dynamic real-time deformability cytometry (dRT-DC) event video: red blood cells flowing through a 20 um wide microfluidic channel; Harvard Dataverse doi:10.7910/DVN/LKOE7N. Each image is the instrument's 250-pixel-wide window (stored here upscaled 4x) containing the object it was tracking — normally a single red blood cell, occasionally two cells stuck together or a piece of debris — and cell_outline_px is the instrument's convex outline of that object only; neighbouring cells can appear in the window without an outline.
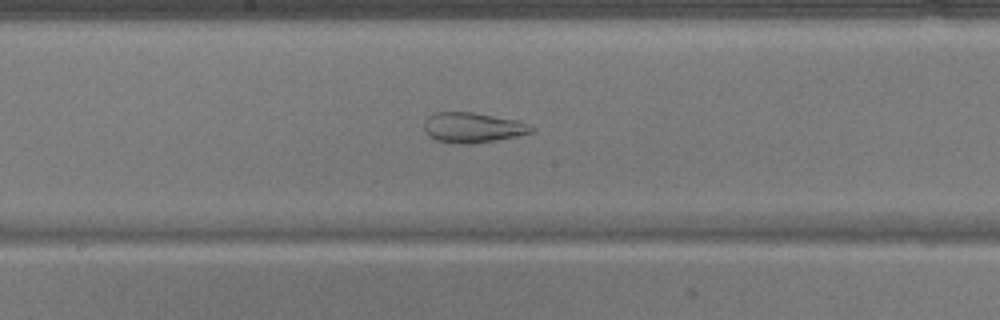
{"species": "common noctule bat (a hibernating species)", "species_latin": "Nyctalus noctula", "temperature_condition": "warm", "stored_images_in_passage": 50, "camera_frame_rate_fps": 3000, "um_per_image_px": 0.085, "animal": {"sex": "male", "body_mass_g": 17.9}, "frame": {"image": 1, "passage_image": 27, "time_ms": 8.667, "image_size_px": [1000, 320], "cell_outline_px": [[536, 132], [496, 140], [472, 144], [452, 144], [436, 140], [428, 136], [424, 132], [424, 120], [428, 116], [436, 112], [472, 112], [516, 120], [536, 128]], "centroid_in_image_um": [40.15, 10.86], "position_along_channel_um": 208.1, "area_um2": 19.07}}
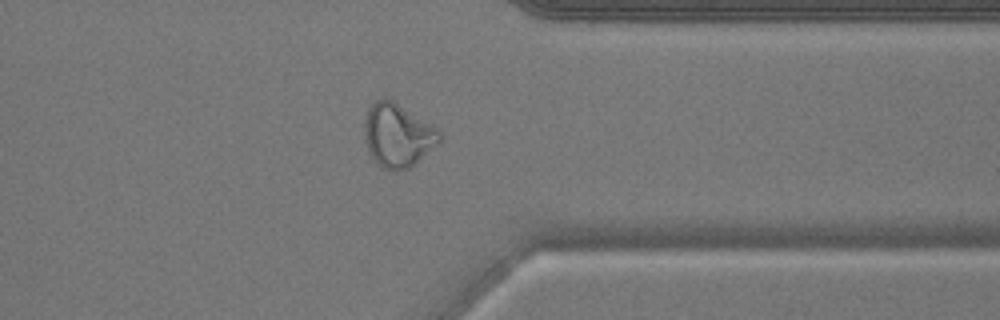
{"frame": {"image": 2, "passage_image": 40, "time_ms": 13.0, "image_size_px": [1000, 320], "cell_outline_px": [[444, 136], [440, 140], [408, 168], [396, 172], [392, 172], [376, 164], [368, 152], [364, 136], [364, 120], [368, 108], [376, 100], [384, 96], [392, 100], [432, 124]], "centroid_in_image_um": [33.75, 11.49], "position_along_channel_um": 377.6, "area_um2": 27.74}}
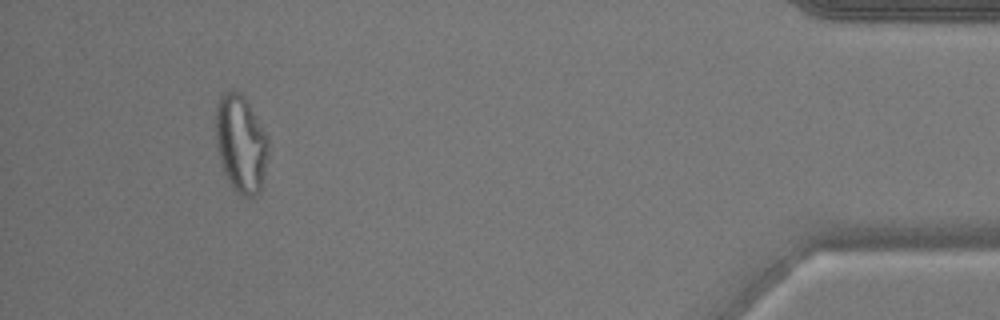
{"frame": {"image": 3, "passage_image": 47, "time_ms": 15.333, "image_size_px": [1000, 320], "cell_outline_px": [[268, 156], [260, 192], [256, 196], [240, 196], [232, 188], [224, 172], [220, 160], [216, 140], [216, 108], [220, 96], [224, 92], [232, 88], [236, 88], [244, 96], [264, 132], [268, 140]], "centroid_in_image_um": [20.46, 12.21], "position_along_channel_um": 414.7, "area_um2": 29.82}}